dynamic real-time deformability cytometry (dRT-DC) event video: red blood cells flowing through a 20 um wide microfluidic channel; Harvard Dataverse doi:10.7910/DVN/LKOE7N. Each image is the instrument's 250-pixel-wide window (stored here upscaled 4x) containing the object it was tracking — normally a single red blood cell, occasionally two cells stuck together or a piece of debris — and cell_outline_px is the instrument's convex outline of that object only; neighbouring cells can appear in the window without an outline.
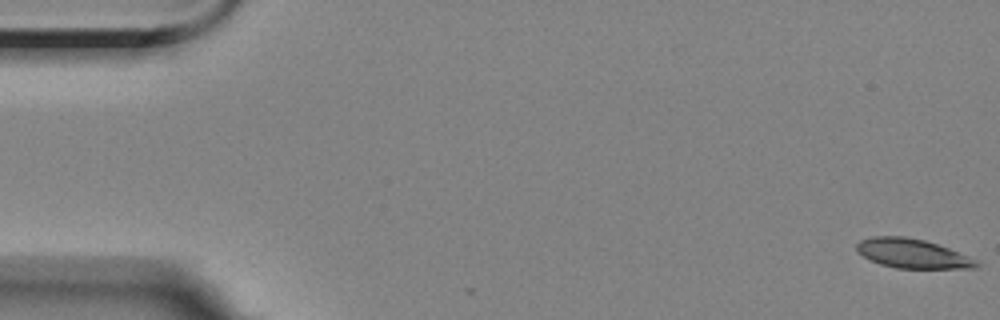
{"species": "Egyptian fruit bat (a non-hibernating species)", "species_latin": "Rousettus aegyptiacus", "temperature_condition": "room temperature", "stored_images_in_passage": 7, "camera_frame_rate_fps": 3000, "um_per_image_px": 0.085, "animal": {"sex": "female"}, "frame": {"image": 1, "passage_image": 1, "time_ms": 0.0, "image_size_px": [1000, 320], "cell_outline_px": [[980, 264], [976, 268], [896, 268], [880, 264], [856, 252], [856, 244], [860, 240], [872, 236], [904, 236], [924, 240], [948, 248], [968, 256], [976, 260]], "centroid_in_image_um": [77.52, 21.54], "position_along_channel_um": 7.5, "area_um2": 20.29}}
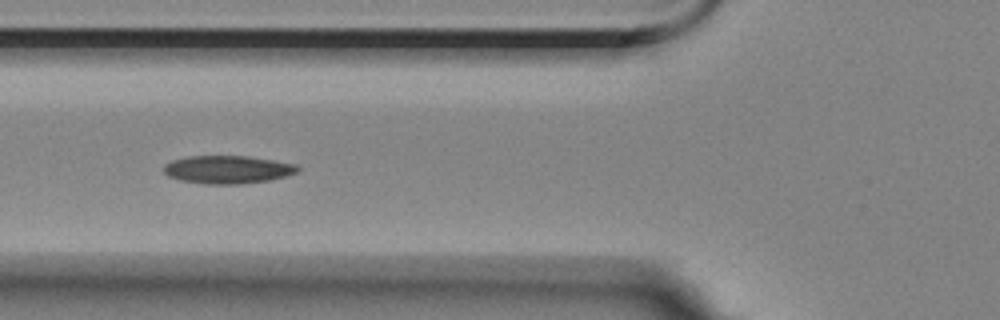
{"frame": {"image": 2, "passage_image": 7, "time_ms": 6.667, "image_size_px": [1000, 320], "cell_outline_px": [[300, 168], [296, 172], [284, 176], [268, 180], [240, 184], [204, 184], [180, 180], [168, 176], [164, 172], [164, 164], [172, 160], [188, 156], [248, 156], [296, 164]], "centroid_in_image_um": [19.31, 14.41], "position_along_channel_um": 106.5, "area_um2": 21.73}}